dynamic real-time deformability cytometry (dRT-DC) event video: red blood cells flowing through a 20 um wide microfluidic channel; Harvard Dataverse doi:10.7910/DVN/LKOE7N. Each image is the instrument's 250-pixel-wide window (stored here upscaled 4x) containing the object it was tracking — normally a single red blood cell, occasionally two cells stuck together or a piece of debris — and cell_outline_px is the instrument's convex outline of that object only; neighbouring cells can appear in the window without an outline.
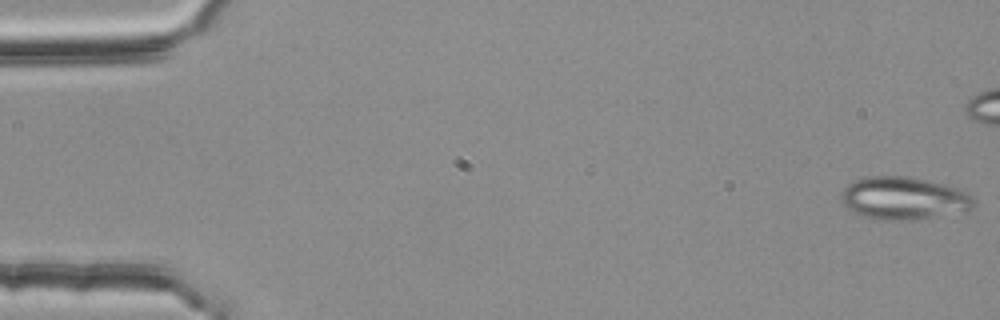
{"species": "common noctule bat (a hibernating species)", "species_latin": "Nyctalus noctula", "temperature_condition": "room temperature", "stored_images_in_passage": 6, "camera_frame_rate_fps": 3000, "um_per_image_px": 0.085, "animal": {"sex": "female", "body_mass_g": 25.1}, "frame": {"image": 1, "passage_image": 1, "time_ms": 0.0, "image_size_px": [1000, 320], "cell_outline_px": [[976, 204], [968, 212], [908, 220], [884, 220], [864, 216], [852, 212], [840, 200], [840, 192], [848, 184], [856, 180], [868, 176], [912, 176], [960, 188], [968, 192], [976, 200]], "centroid_in_image_um": [76.87, 16.85], "position_along_channel_um": 8.1, "area_um2": 33.52}}